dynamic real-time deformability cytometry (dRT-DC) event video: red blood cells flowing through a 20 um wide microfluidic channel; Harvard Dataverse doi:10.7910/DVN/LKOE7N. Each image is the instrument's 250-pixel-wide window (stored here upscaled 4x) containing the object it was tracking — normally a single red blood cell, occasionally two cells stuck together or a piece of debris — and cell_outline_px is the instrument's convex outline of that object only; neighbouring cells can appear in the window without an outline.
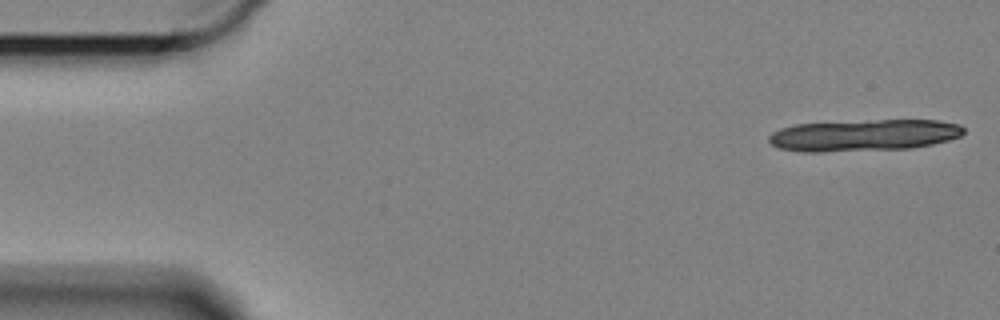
{"species": "Egyptian fruit bat (a non-hibernating species)", "species_latin": "Rousettus aegyptiacus", "temperature_condition": "cold", "stored_images_in_passage": 16, "camera_frame_rate_fps": 3000, "um_per_image_px": 0.085, "animal": {"sex": "female"}, "frame": {"image": 1, "passage_image": 1, "time_ms": 0.0, "image_size_px": [1000, 320], "cell_outline_px": [[964, 132], [960, 136], [948, 140], [932, 144], [912, 148], [820, 152], [804, 152], [780, 148], [772, 144], [768, 140], [768, 136], [772, 132], [780, 128], [796, 124], [880, 120], [936, 120], [960, 124], [964, 128]], "centroid_in_image_um": [73.43, 11.5], "position_along_channel_um": 11.6, "area_um2": 35.84}}